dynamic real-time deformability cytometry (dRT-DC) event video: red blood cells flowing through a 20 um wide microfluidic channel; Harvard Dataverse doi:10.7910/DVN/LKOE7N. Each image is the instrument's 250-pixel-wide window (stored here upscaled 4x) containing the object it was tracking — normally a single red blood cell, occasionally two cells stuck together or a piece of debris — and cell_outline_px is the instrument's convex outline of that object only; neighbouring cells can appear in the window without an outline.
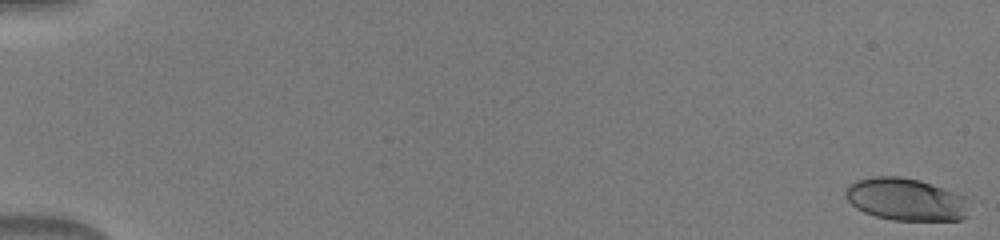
{"species": "human", "species_latin": "Homo sapiens", "temperature_condition": "warm", "stored_images_in_passage": 51, "camera_frame_rate_fps": 3000, "um_per_image_px": 0.085, "donor": {"sex": "male"}, "frame": {"image": 1, "passage_image": 1, "time_ms": 0.0, "image_size_px": [1000, 240], "cell_outline_px": [[968, 216], [960, 220], [892, 220], [876, 216], [864, 212], [856, 208], [844, 196], [844, 192], [848, 184], [856, 180], [872, 176], [900, 176], [920, 180], [956, 192], [964, 196]], "centroid_in_image_um": [76.95, 16.94], "position_along_channel_um": 8.0, "area_um2": 30.69}}
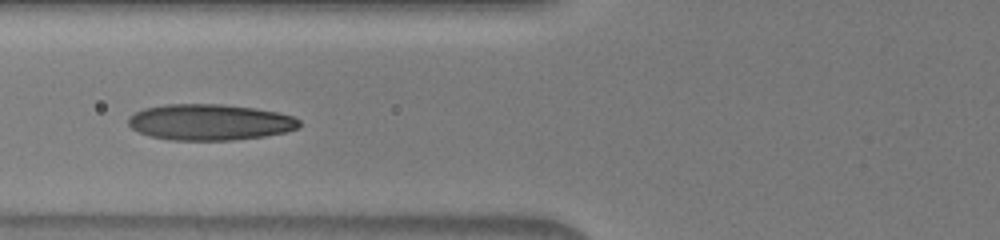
{"frame": {"image": 2, "passage_image": 22, "time_ms": 7.0, "image_size_px": [1000, 240], "cell_outline_px": [[300, 124], [296, 128], [284, 132], [264, 136], [232, 140], [172, 140], [152, 136], [140, 132], [132, 128], [128, 124], [128, 116], [144, 108], [164, 104], [220, 104], [256, 108], [276, 112], [292, 116], [300, 120]], "centroid_in_image_um": [17.81, 10.38], "position_along_channel_um": 108.0, "area_um2": 35.78}}
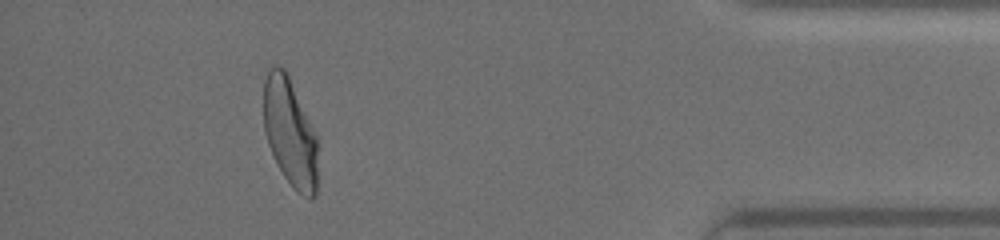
{"frame": {"image": 3, "passage_image": 47, "time_ms": 15.333, "image_size_px": [1000, 240], "cell_outline_px": [[316, 196], [312, 200], [296, 192], [292, 188], [276, 164], [268, 144], [264, 128], [264, 80], [268, 68], [272, 64], [276, 64], [284, 68], [288, 76], [316, 136]], "centroid_in_image_um": [24.61, 11.28], "position_along_channel_um": 410.6, "area_um2": 33.81}}